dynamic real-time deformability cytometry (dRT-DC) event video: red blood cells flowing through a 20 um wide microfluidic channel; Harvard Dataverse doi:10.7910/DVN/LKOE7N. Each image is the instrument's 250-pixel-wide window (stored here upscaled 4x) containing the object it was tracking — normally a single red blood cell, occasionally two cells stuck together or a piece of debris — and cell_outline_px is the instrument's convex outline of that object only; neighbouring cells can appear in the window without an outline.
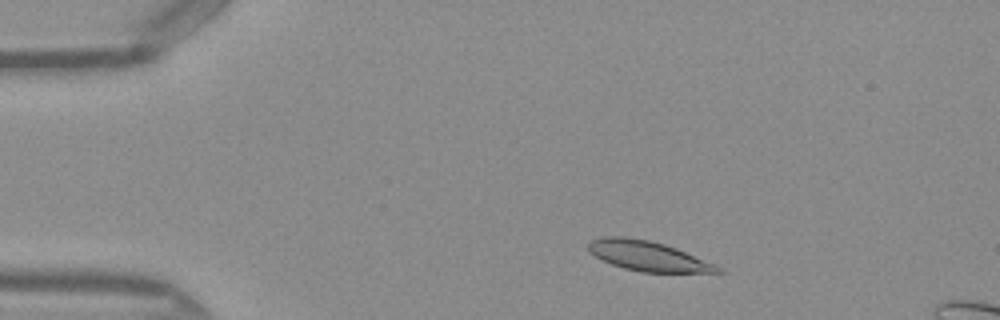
{"species": "Egyptian fruit bat (a non-hibernating species)", "species_latin": "Rousettus aegyptiacus", "temperature_condition": "warm", "stored_images_in_passage": 47, "segment_of_instrument_passage": [1, 2], "camera_frame_rate_fps": 3000, "um_per_image_px": 0.085, "frame": {"image": 1, "passage_image": 5, "time_ms": 1.333, "image_size_px": [1000, 320], "cell_outline_px": [[724, 272], [644, 272], [624, 268], [612, 264], [588, 252], [588, 244], [592, 240], [604, 236], [624, 236], [648, 240], [664, 244], [676, 248], [716, 264], [724, 268]], "centroid_in_image_um": [55.09, 21.75], "position_along_channel_um": 29.9, "area_um2": 22.37}}
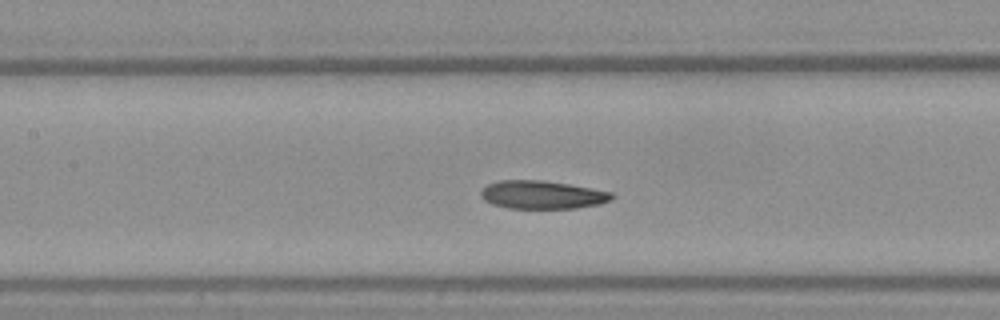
{"frame": {"image": 2, "passage_image": 19, "time_ms": 6.0, "image_size_px": [1000, 320], "cell_outline_px": [[616, 196], [612, 200], [600, 204], [576, 208], [508, 208], [492, 204], [484, 200], [480, 196], [480, 192], [488, 184], [500, 180], [544, 180], [592, 188], [612, 192]], "centroid_in_image_um": [46.12, 16.55], "position_along_channel_um": 161.3, "area_um2": 21.62}}
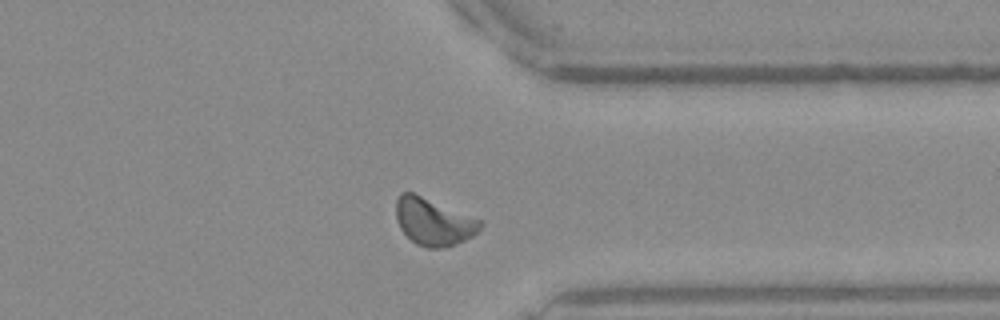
{"frame": {"image": 3, "passage_image": 35, "time_ms": 11.333, "image_size_px": [1000, 320], "cell_outline_px": [[484, 224], [472, 236], [456, 244], [440, 248], [428, 248], [416, 244], [400, 228], [396, 220], [396, 200], [400, 192], [412, 192], [480, 220]], "centroid_in_image_um": [36.81, 18.85], "position_along_channel_um": 374.6, "area_um2": 22.77}}